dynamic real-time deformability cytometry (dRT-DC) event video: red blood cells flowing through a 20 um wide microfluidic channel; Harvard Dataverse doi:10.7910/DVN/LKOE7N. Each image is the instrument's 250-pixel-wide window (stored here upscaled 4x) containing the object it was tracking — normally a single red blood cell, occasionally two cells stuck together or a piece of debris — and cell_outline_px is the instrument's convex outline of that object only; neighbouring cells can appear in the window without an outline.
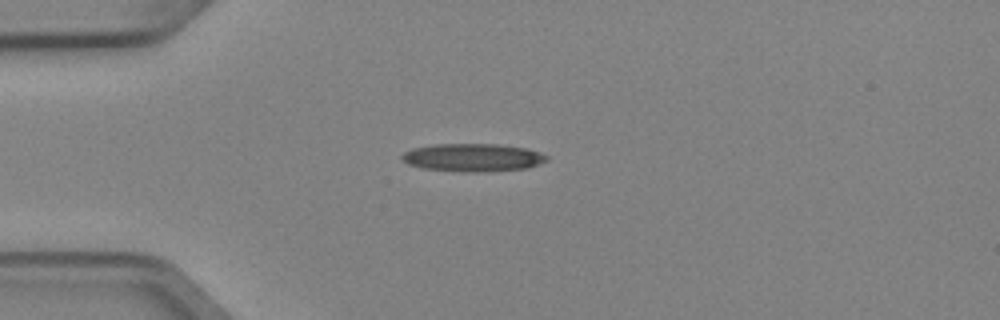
{"species": "Egyptian fruit bat (a non-hibernating species)", "species_latin": "Rousettus aegyptiacus", "temperature_condition": "cold", "stored_images_in_passage": 5, "camera_frame_rate_fps": 3000, "um_per_image_px": 0.085, "animal": {"sex": "female"}, "frame": {"image": 1, "passage_image": 3, "time_ms": 0.667, "image_size_px": [1000, 320], "cell_outline_px": [[548, 160], [540, 164], [528, 168], [424, 168], [408, 164], [400, 156], [404, 152], [412, 148], [436, 144], [500, 144], [528, 148], [540, 152], [548, 156]], "centroid_in_image_um": [40.23, 13.3], "position_along_channel_um": 44.8, "area_um2": 21.96}}
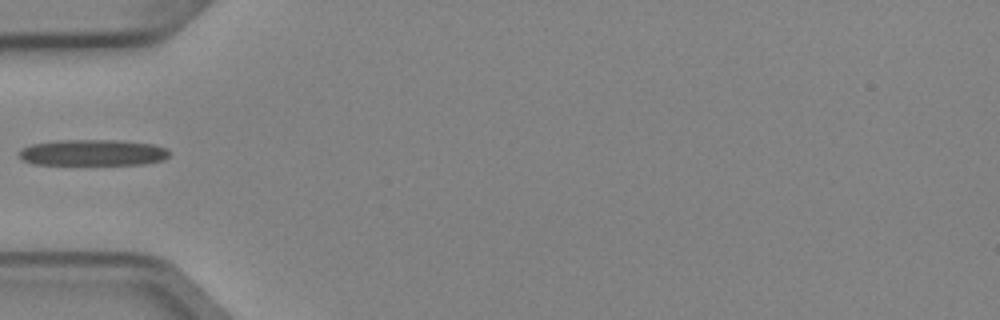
{"frame": {"image": 2, "passage_image": 4, "time_ms": 1.0, "image_size_px": [1000, 320], "cell_outline_px": [[168, 156], [164, 160], [144, 164], [36, 164], [24, 160], [20, 156], [20, 148], [32, 144], [60, 140], [120, 140], [152, 144], [164, 148], [168, 152]], "centroid_in_image_um": [7.89, 12.97], "position_along_channel_um": 77.1, "area_um2": 22.66}}
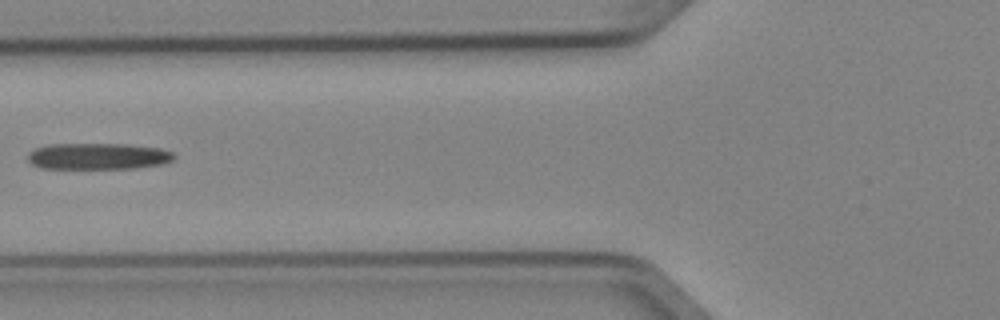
{"frame": {"image": 3, "passage_image": 5, "time_ms": 1.333, "image_size_px": [1000, 320], "cell_outline_px": [[176, 156], [172, 160], [160, 164], [136, 168], [40, 168], [32, 164], [28, 160], [28, 152], [36, 148], [48, 144], [128, 144], [160, 148], [172, 152]], "centroid_in_image_um": [8.32, 13.27], "position_along_channel_um": 117.5, "area_um2": 22.43}}